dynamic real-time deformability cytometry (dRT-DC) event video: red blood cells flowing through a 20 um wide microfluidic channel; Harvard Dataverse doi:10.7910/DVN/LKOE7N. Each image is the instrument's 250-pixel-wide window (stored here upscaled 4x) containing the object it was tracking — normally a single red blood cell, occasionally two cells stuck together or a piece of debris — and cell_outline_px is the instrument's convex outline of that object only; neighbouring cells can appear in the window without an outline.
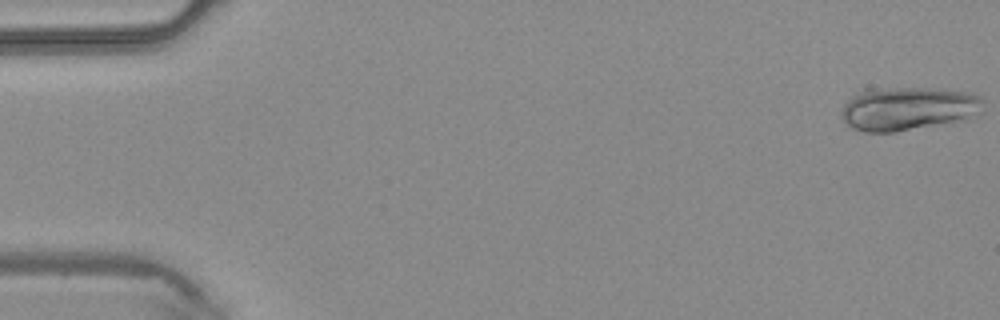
{"species": "common noctule bat (a hibernating species)", "species_latin": "Nyctalus noctula", "temperature_condition": "warm", "stored_images_in_passage": 16, "camera_frame_rate_fps": 3000, "um_per_image_px": 0.085, "animal": {"sex": "male", "body_mass_g": 20.4}, "frame": {"image": 1, "passage_image": 1, "time_ms": 0.0, "image_size_px": [1000, 320], "cell_outline_px": [[984, 100], [980, 112], [968, 120], [896, 132], [864, 132], [852, 128], [840, 116], [840, 112], [844, 104], [852, 92], [864, 88], [924, 88], [972, 92], [980, 96]], "centroid_in_image_um": [77.16, 9.23], "position_along_channel_um": 7.8, "area_um2": 36.82}}